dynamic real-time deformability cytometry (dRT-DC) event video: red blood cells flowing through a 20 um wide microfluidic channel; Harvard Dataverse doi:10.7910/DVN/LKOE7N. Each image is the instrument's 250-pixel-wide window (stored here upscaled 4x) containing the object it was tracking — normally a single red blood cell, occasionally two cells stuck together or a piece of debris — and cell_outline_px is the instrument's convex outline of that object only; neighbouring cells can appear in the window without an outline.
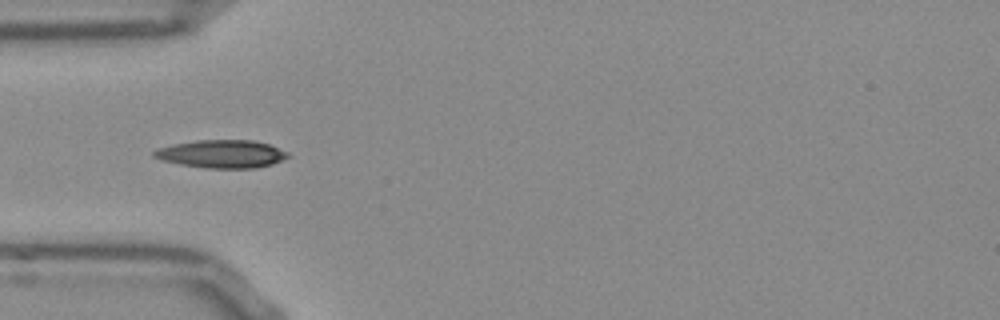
{"species": "Egyptian fruit bat (a non-hibernating species)", "species_latin": "Rousettus aegyptiacus", "temperature_condition": "room temperature", "stored_images_in_passage": 12, "camera_frame_rate_fps": 3000, "um_per_image_px": 0.085, "frame": {"image": 1, "passage_image": 3, "time_ms": 0.667, "image_size_px": [1000, 320], "cell_outline_px": [[288, 156], [272, 164], [256, 168], [208, 168], [180, 164], [160, 160], [152, 156], [152, 152], [156, 148], [172, 144], [196, 140], [252, 140], [268, 144], [288, 152]], "centroid_in_image_um": [18.78, 13.08], "position_along_channel_um": 66.2, "area_um2": 21.79}}
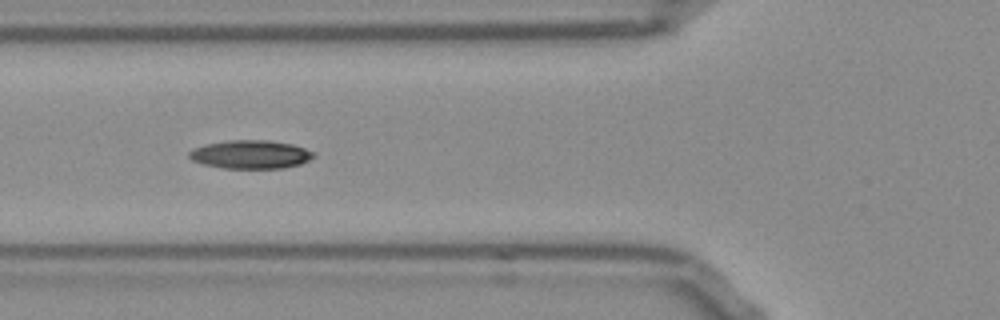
{"frame": {"image": 2, "passage_image": 6, "time_ms": 1.667, "image_size_px": [1000, 320], "cell_outline_px": [[312, 156], [308, 160], [300, 164], [280, 168], [224, 168], [204, 164], [192, 160], [188, 156], [188, 152], [192, 148], [204, 144], [228, 140], [268, 140], [292, 144], [304, 148], [312, 152]], "centroid_in_image_um": [21.23, 13.11], "position_along_channel_um": 104.6, "area_um2": 20.46}}